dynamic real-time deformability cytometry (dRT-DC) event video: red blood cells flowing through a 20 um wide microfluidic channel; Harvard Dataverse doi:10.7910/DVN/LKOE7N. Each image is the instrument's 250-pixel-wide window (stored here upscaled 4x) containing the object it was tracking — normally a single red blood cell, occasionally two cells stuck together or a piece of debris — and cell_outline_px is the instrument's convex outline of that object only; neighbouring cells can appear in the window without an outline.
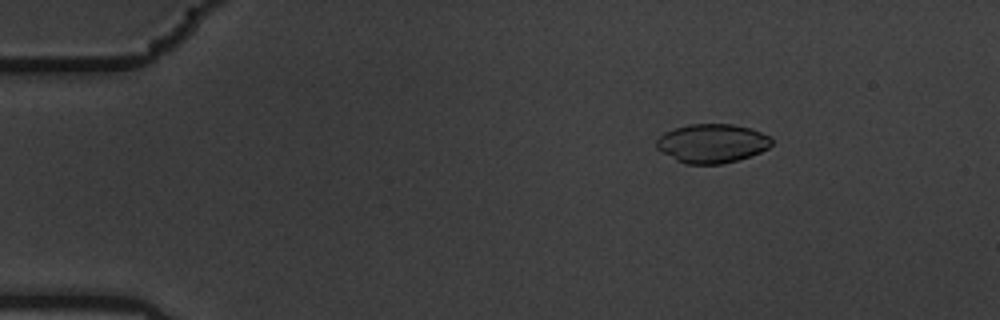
{"species": "common noctule bat (a hibernating species)", "species_latin": "Nyctalus noctula", "temperature_condition": "warm", "stored_images_in_passage": 57, "camera_frame_rate_fps": 3000, "um_per_image_px": 0.085, "animal": {"sex": "male", "body_mass_g": 19.5, "forearm_length_mm": 54.6}, "frame": {"image": 1, "passage_image": 9, "time_ms": 2.667, "image_size_px": [1000, 320], "cell_outline_px": [[772, 144], [768, 148], [760, 152], [736, 160], [720, 164], [688, 164], [676, 160], [656, 148], [656, 140], [664, 132], [688, 124], [732, 124], [748, 128], [760, 132], [768, 136], [772, 140]], "centroid_in_image_um": [60.5, 12.18], "position_along_channel_um": 24.5, "area_um2": 25.84}}
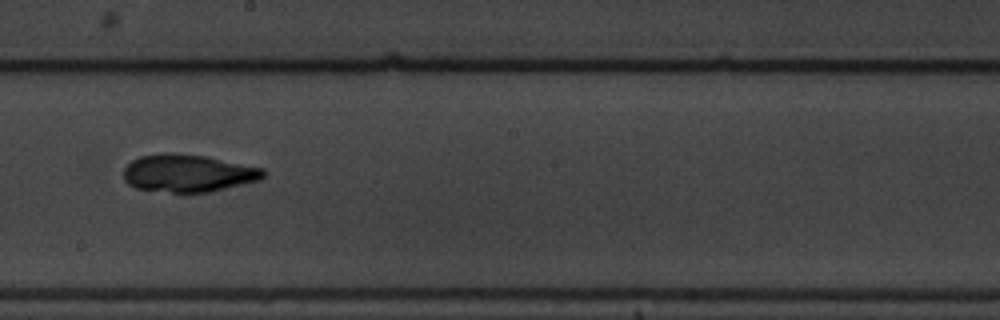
{"frame": {"image": 2, "passage_image": 33, "time_ms": 10.667, "image_size_px": [1000, 320], "cell_outline_px": [[264, 176], [260, 180], [208, 192], [172, 192], [136, 188], [128, 184], [124, 180], [124, 168], [132, 160], [140, 156], [160, 152], [172, 152], [208, 156], [264, 168]], "centroid_in_image_um": [15.98, 14.7], "position_along_channel_um": 232.2, "area_um2": 30.75}}
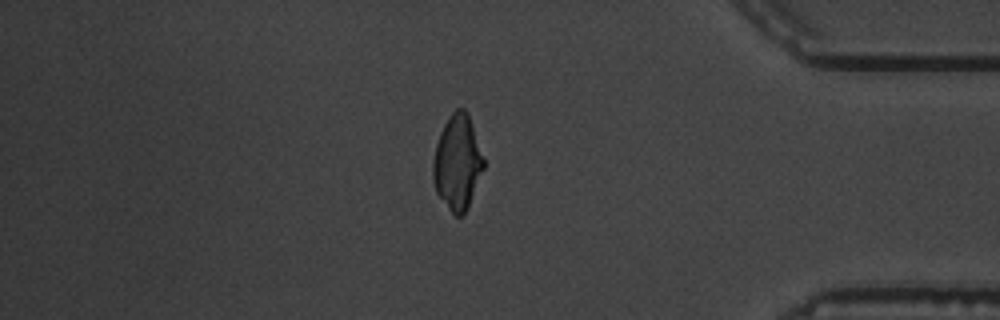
{"frame": {"image": 3, "passage_image": 49, "time_ms": 16.0, "image_size_px": [1000, 320], "cell_outline_px": [[484, 168], [468, 208], [460, 216], [456, 216], [448, 208], [436, 192], [432, 180], [432, 164], [436, 144], [440, 132], [444, 124], [452, 112], [456, 108], [464, 108], [468, 112], [484, 160]], "centroid_in_image_um": [38.87, 13.8], "position_along_channel_um": 396.3, "area_um2": 27.92}, "authors_computed_cell_mechanics": {"area_um2": 28.4376, "velocity_mm_per_s": 3.5798, "shape_relaxation_time_tau1_ms": null, "shape_relaxation_time_tau2_ms": 2.0021, "deformation_change_tau1": null, "deformation_change_tau2": 0.0656}}